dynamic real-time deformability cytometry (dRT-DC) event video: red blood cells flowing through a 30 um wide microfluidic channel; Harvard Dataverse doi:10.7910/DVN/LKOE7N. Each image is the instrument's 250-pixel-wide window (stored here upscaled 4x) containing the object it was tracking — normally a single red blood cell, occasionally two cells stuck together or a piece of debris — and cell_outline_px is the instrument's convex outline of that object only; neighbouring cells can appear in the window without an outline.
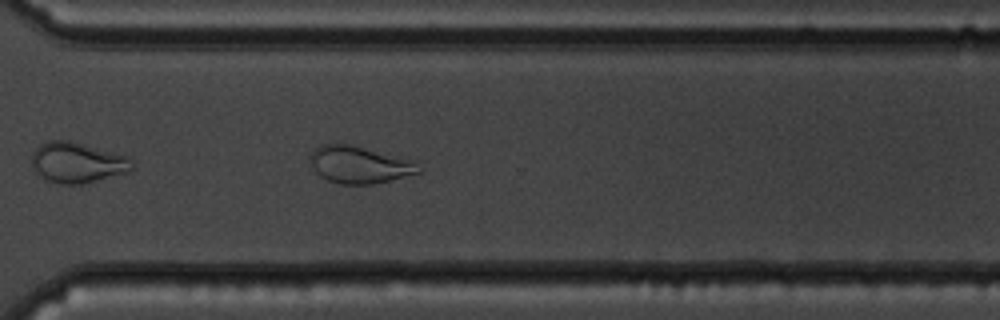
{"species": "common noctule bat (a hibernating species)", "species_latin": "Nyctalus noctula", "temperature_condition": "cold", "stored_images_in_passage": 58, "camera_frame_rate_fps": 3000, "um_per_image_px": 0.085, "animal": {"sex": "male", "body_mass_g": 19.5, "forearm_length_mm": 54.6}, "frame": {"image": 1, "passage_image": 42, "time_ms": 13.667, "image_size_px": [1000, 320], "cell_outline_px": [[420, 172], [372, 184], [340, 184], [328, 180], [320, 176], [316, 172], [312, 164], [312, 152], [320, 144], [352, 144], [416, 160]], "centroid_in_image_um": [30.57, 13.98], "position_along_channel_um": 340.0, "area_um2": 23.29}, "authors_computed_cell_mechanics": {"area_um2": 28.4665, "velocity_mm_per_s": 3.5144, "shape_relaxation_time_tau1_ms": null, "shape_relaxation_time_tau2_ms": 1.9322, "deformation_change_tau1": null, "deformation_change_tau2": 0.0718}}